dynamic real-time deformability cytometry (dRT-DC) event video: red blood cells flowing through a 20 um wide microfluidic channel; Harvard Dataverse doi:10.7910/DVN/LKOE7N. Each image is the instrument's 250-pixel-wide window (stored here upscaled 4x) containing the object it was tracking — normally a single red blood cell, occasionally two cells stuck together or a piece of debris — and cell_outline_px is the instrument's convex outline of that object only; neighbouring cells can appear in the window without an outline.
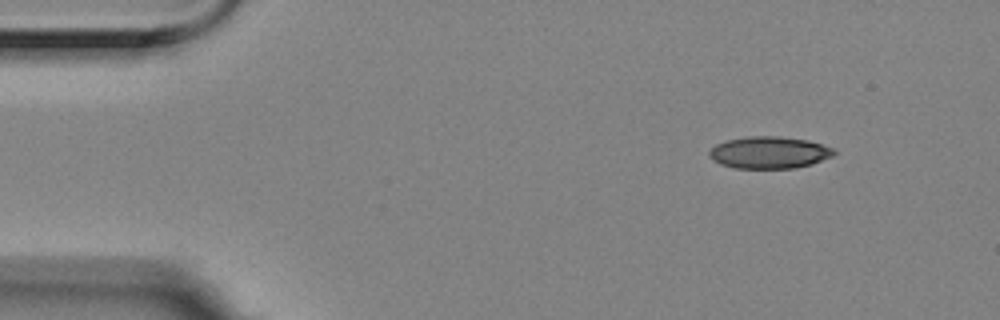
{"species": "Egyptian fruit bat (a non-hibernating species)", "species_latin": "Rousettus aegyptiacus", "temperature_condition": "room temperature", "stored_images_in_passage": 6, "segment_of_instrument_passage": [1, 2], "camera_frame_rate_fps": 3000, "um_per_image_px": 0.085, "animal": {"sex": "female"}, "frame": {"image": 1, "passage_image": 1, "time_ms": 0.0, "image_size_px": [1000, 320], "cell_outline_px": [[836, 152], [832, 156], [812, 164], [796, 168], [736, 168], [720, 164], [712, 160], [708, 156], [708, 152], [716, 144], [724, 140], [748, 136], [780, 136], [808, 140], [832, 148]], "centroid_in_image_um": [65.34, 12.96], "position_along_channel_um": 19.7, "area_um2": 23.35}}